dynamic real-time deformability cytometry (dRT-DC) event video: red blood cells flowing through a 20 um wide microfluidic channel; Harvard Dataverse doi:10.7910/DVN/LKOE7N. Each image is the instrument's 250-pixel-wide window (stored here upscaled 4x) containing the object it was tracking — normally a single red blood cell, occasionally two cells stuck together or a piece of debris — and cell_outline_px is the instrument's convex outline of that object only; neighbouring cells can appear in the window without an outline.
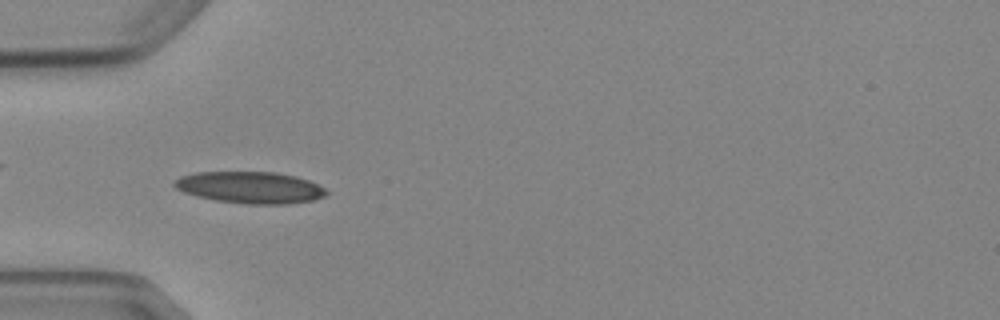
{"species": "Egyptian fruit bat (a non-hibernating species)", "species_latin": "Rousettus aegyptiacus", "temperature_condition": "cold", "stored_images_in_passage": 5, "camera_frame_rate_fps": 3000, "um_per_image_px": 0.085, "animal": {"sex": "female"}, "frame": {"image": 1, "passage_image": 4, "time_ms": 3.667, "image_size_px": [1000, 320], "cell_outline_px": [[328, 192], [324, 196], [312, 200], [288, 204], [244, 204], [216, 200], [196, 196], [184, 192], [176, 188], [172, 184], [180, 176], [196, 172], [276, 172], [296, 176], [308, 180], [324, 188]], "centroid_in_image_um": [21.25, 15.93], "position_along_channel_um": 63.8, "area_um2": 28.03}}
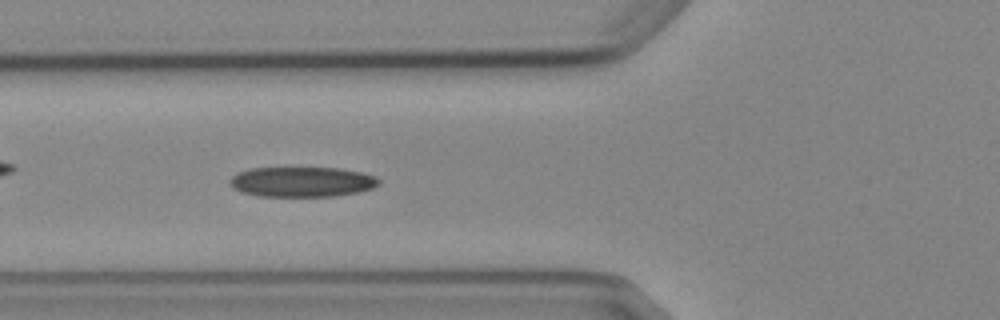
{"frame": {"image": 2, "passage_image": 5, "time_ms": 4.667, "image_size_px": [1000, 320], "cell_outline_px": [[380, 184], [372, 188], [360, 192], [336, 196], [256, 196], [240, 192], [232, 188], [228, 180], [236, 172], [252, 168], [340, 168], [360, 172], [376, 176], [380, 180]], "centroid_in_image_um": [25.65, 15.46], "position_along_channel_um": 100.2, "area_um2": 26.41}}